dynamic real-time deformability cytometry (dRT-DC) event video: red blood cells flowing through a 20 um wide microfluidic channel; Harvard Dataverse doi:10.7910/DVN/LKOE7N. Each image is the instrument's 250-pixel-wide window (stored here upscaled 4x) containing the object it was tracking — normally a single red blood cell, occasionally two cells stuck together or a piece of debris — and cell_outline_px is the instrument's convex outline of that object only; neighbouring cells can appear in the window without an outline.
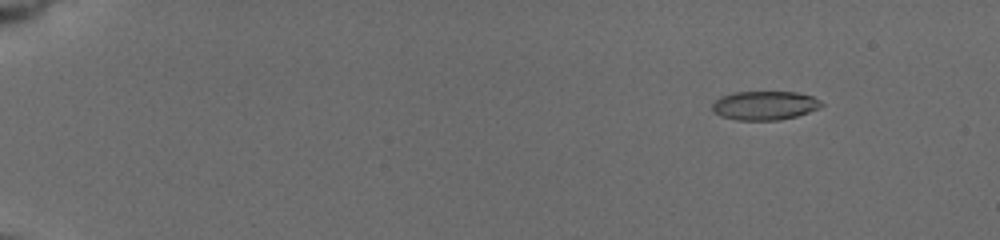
{"species": "common noctule bat (a hibernating species)", "species_latin": "Nyctalus noctula", "temperature_condition": "cold", "stored_images_in_passage": 8, "camera_frame_rate_fps": 3000, "um_per_image_px": 0.085, "animal": {"sex": "female", "body_mass_g": 19.5, "forearm_length_mm": 54.1}, "frame": {"image": 1, "passage_image": 3, "time_ms": 2.333, "image_size_px": [1000, 240], "cell_outline_px": [[824, 104], [820, 108], [796, 116], [780, 120], [736, 120], [720, 116], [712, 112], [712, 104], [720, 96], [732, 92], [796, 92], [812, 96], [820, 100]], "centroid_in_image_um": [64.97, 8.96], "position_along_channel_um": 20.0, "area_um2": 18.55}}
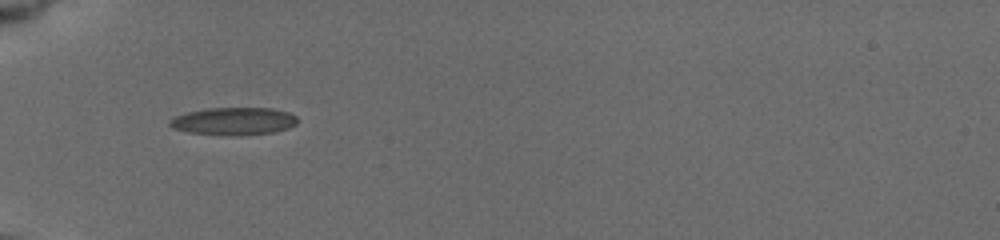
{"frame": {"image": 2, "passage_image": 7, "time_ms": 7.0, "image_size_px": [1000, 240], "cell_outline_px": [[296, 124], [288, 128], [276, 132], [240, 136], [224, 136], [188, 132], [172, 128], [168, 124], [168, 120], [176, 116], [188, 112], [204, 108], [272, 108], [288, 112], [296, 116]], "centroid_in_image_um": [19.85, 10.31], "position_along_channel_um": 65.2, "area_um2": 20.87}}